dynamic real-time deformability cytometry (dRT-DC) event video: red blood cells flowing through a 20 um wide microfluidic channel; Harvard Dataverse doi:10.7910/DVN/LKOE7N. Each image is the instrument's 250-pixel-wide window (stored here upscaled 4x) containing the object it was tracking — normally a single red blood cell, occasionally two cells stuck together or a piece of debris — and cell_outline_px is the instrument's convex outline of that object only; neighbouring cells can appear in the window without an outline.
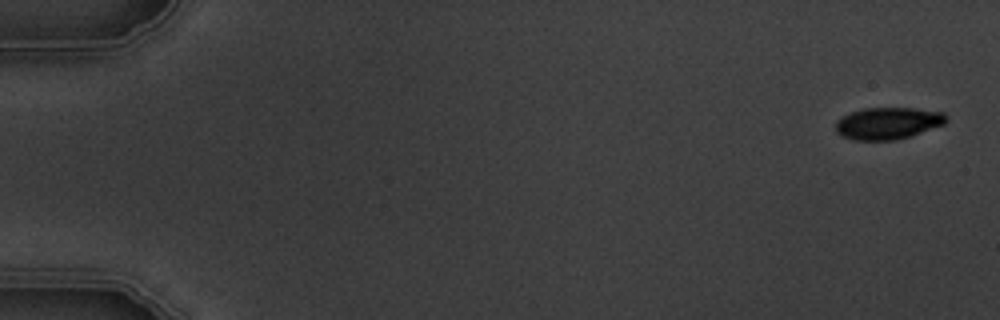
{"species": "common noctule bat (a hibernating species)", "species_latin": "Nyctalus noctula", "temperature_condition": "warm", "stored_images_in_passage": 4, "camera_frame_rate_fps": 3000, "um_per_image_px": 0.085, "animal": {"sex": "male", "body_mass_g": 19.5, "forearm_length_mm": 54.6}, "frame": {"image": 1, "passage_image": 1, "time_ms": 0.0, "image_size_px": [1000, 320], "cell_outline_px": [[948, 120], [944, 124], [896, 140], [852, 140], [836, 132], [836, 120], [840, 116], [864, 108], [912, 108], [944, 112]], "centroid_in_image_um": [75.45, 10.47], "position_along_channel_um": 9.6, "area_um2": 20.46}}